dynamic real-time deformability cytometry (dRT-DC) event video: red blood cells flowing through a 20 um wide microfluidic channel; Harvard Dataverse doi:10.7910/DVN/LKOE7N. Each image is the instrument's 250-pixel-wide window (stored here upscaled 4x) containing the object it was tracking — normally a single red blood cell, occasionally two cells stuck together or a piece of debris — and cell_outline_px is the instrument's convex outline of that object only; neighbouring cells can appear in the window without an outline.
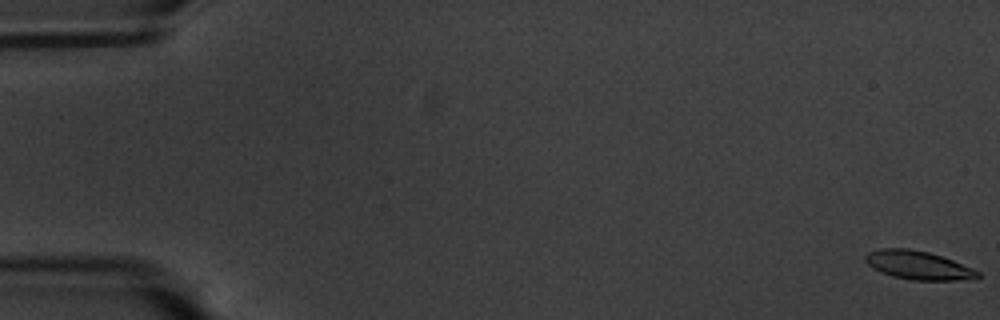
{"species": "common noctule bat (a hibernating species)", "species_latin": "Nyctalus noctula", "temperature_condition": "warm", "stored_images_in_passage": 10, "camera_frame_rate_fps": 3000, "um_per_image_px": 0.085, "animal": {"sex": "male", "body_mass_g": 20.1, "forearm_length_mm": 53.5}, "frame": {"image": 1, "passage_image": 1, "time_ms": 0.0, "image_size_px": [1000, 320], "cell_outline_px": [[980, 276], [956, 280], [912, 280], [892, 276], [880, 272], [868, 264], [864, 260], [864, 256], [868, 252], [880, 248], [908, 248], [928, 252], [952, 260], [972, 268], [980, 272]], "centroid_in_image_um": [77.98, 22.53], "position_along_channel_um": 7.0, "area_um2": 18.5}}